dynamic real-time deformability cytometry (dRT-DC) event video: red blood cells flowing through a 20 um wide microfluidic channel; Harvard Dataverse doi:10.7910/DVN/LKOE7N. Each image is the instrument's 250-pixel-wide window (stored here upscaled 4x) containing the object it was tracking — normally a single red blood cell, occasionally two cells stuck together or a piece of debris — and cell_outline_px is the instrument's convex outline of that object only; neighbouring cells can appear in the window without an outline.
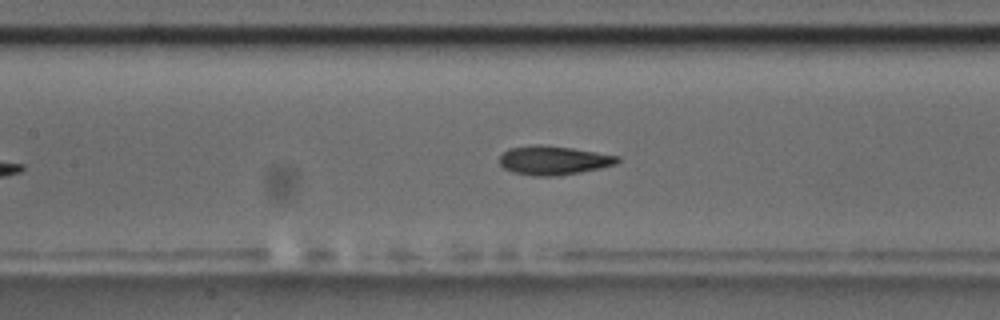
{"species": "common noctule bat (a hibernating species)", "species_latin": "Nyctalus noctula", "temperature_condition": "room temperature", "stored_images_in_passage": 38, "camera_frame_rate_fps": 3000, "um_per_image_px": 0.085, "animal": {"sex": "male", "body_mass_g": 17.5, "forearm_length_mm": 52.3}, "frame": {"image": 1, "passage_image": 11, "time_ms": 3.333, "image_size_px": [1000, 320], "cell_outline_px": [[620, 160], [616, 164], [600, 168], [580, 172], [556, 176], [532, 176], [512, 172], [504, 168], [500, 164], [500, 156], [508, 148], [536, 144], [544, 144], [572, 148], [620, 156]], "centroid_in_image_um": [47.04, 13.62], "position_along_channel_um": 160.4, "area_um2": 20.0}}
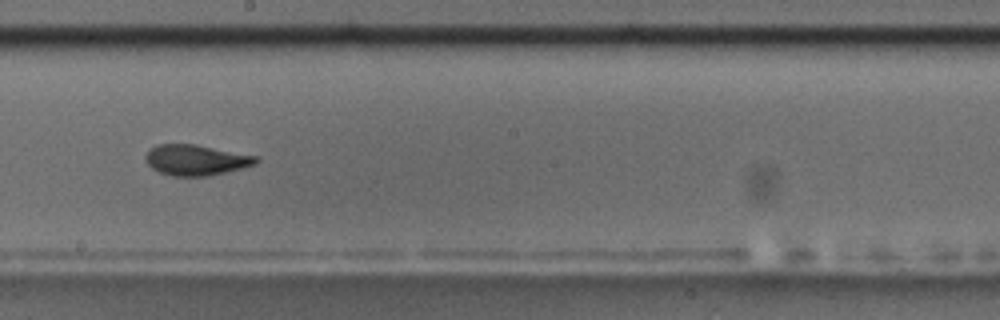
{"frame": {"image": 2, "passage_image": 17, "time_ms": 5.333, "image_size_px": [1000, 320], "cell_outline_px": [[260, 160], [256, 164], [244, 168], [208, 176], [172, 176], [160, 172], [152, 168], [144, 160], [144, 156], [148, 148], [156, 144], [196, 144], [260, 156]], "centroid_in_image_um": [16.67, 13.59], "position_along_channel_um": 231.5, "area_um2": 20.17}}
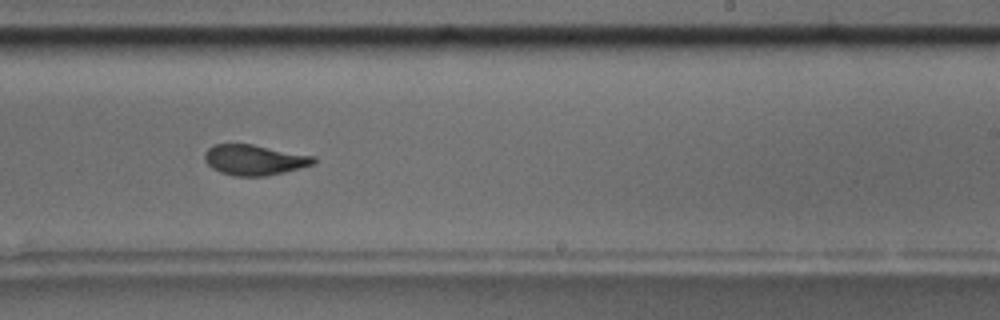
{"frame": {"image": 3, "passage_image": 20, "time_ms": 6.333, "image_size_px": [1000, 320], "cell_outline_px": [[316, 160], [312, 164], [284, 172], [264, 176], [236, 176], [220, 172], [212, 168], [204, 160], [204, 152], [212, 144], [252, 144], [316, 156]], "centroid_in_image_um": [21.59, 13.58], "position_along_channel_um": 267.4, "area_um2": 19.31}, "authors_computed_cell_mechanics": {"area_um2": 19.8254, "velocity_mm_per_s": 3.5889, "shape_relaxation_time_tau1_ms": 3.3912, "shape_relaxation_time_tau2_ms": 1.5631, "deformation_change_tau1": 0.1519, "deformation_change_tau2": 0.0806}}